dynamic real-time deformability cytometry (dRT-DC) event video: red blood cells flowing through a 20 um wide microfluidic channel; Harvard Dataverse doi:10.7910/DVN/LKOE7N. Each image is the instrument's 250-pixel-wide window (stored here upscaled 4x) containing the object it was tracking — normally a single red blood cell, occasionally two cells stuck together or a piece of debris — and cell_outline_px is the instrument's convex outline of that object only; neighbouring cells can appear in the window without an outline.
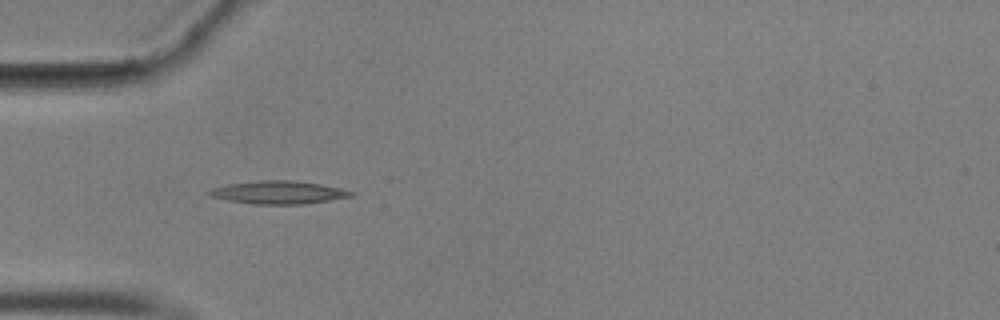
{"species": "common noctule bat (a hibernating species)", "species_latin": "Nyctalus noctula", "temperature_condition": "cold", "stored_images_in_passage": 40, "camera_frame_rate_fps": 3000, "um_per_image_px": 0.085, "animal": {"sex": "male", "body_mass_g": 17.9}, "frame": {"image": 1, "passage_image": 1, "time_ms": 0.0, "image_size_px": [1000, 320], "cell_outline_px": [[356, 196], [304, 204], [256, 204], [228, 200], [212, 196], [204, 192], [212, 188], [228, 184], [256, 180], [292, 180], [320, 184], [340, 188], [356, 192]], "centroid_in_image_um": [23.7, 16.35], "position_along_channel_um": 61.3, "area_um2": 19.07}}
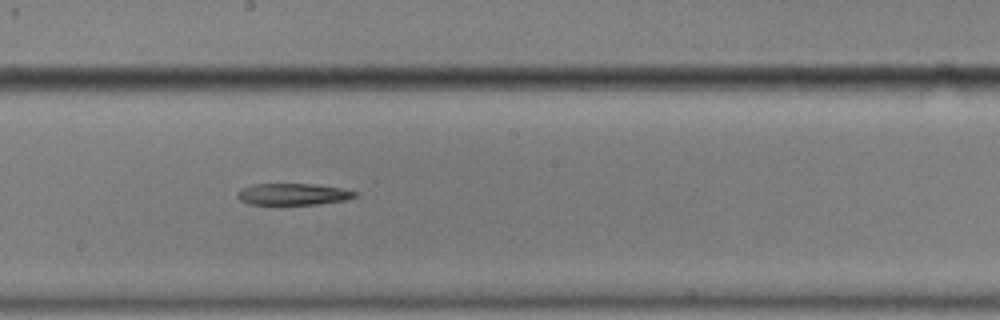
{"frame": {"image": 2, "passage_image": 15, "time_ms": 4.667, "image_size_px": [1000, 320], "cell_outline_px": [[360, 196], [344, 200], [316, 204], [280, 208], [248, 204], [240, 200], [236, 196], [236, 192], [240, 188], [252, 184], [312, 184], [340, 188], [360, 192]], "centroid_in_image_um": [24.84, 16.56], "position_along_channel_um": 223.4, "area_um2": 15.9}}
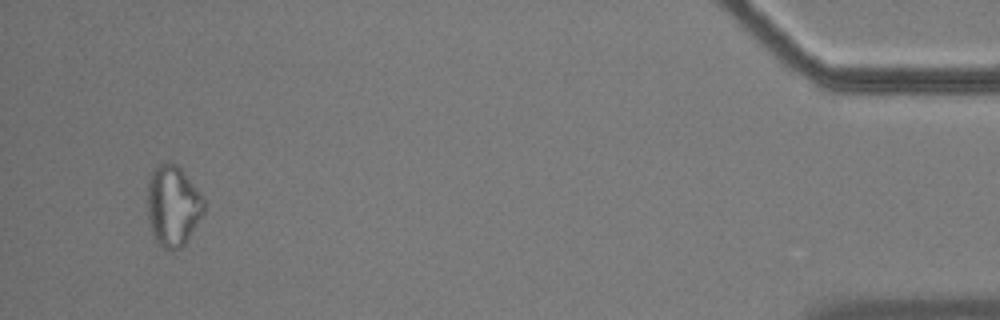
{"frame": {"image": 3, "passage_image": 38, "time_ms": 12.333, "image_size_px": [1000, 320], "cell_outline_px": [[204, 212], [184, 244], [180, 248], [160, 248], [156, 244], [152, 236], [148, 220], [148, 180], [156, 164], [168, 160], [176, 164], [180, 168], [196, 188], [204, 200]], "centroid_in_image_um": [14.66, 17.48], "position_along_channel_um": 420.5, "area_um2": 26.59}}